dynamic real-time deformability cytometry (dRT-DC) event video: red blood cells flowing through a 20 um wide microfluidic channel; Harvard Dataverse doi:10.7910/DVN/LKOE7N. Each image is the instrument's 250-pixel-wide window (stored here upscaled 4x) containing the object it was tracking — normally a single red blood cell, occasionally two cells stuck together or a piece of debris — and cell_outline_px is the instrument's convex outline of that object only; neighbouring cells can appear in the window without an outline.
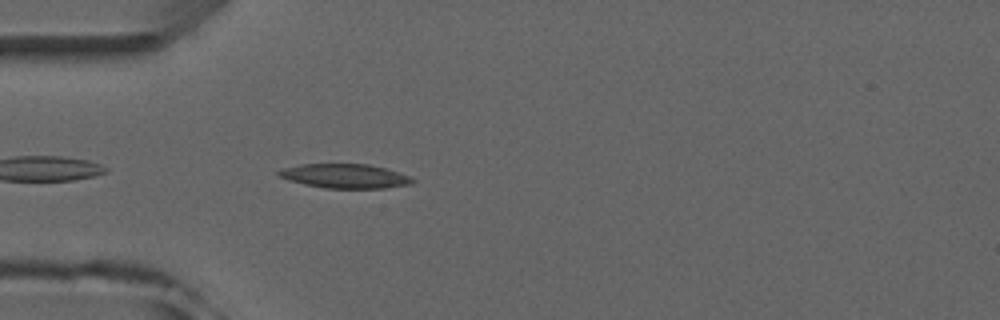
{"species": "common noctule bat (a hibernating species)", "species_latin": "Nyctalus noctula", "temperature_condition": "room temperature", "stored_images_in_passage": 3, "camera_frame_rate_fps": 3000, "um_per_image_px": 0.085, "animal": {"sex": "male", "forearm_length_mm": 52.5}, "frame": {"image": 1, "passage_image": 3, "time_ms": 2.333, "image_size_px": [1000, 320], "cell_outline_px": [[416, 180], [412, 184], [384, 188], [324, 188], [304, 184], [288, 180], [280, 176], [276, 172], [284, 168], [300, 164], [368, 164], [384, 168], [408, 176]], "centroid_in_image_um": [29.31, 14.97], "position_along_channel_um": 55.7, "area_um2": 18.73}}